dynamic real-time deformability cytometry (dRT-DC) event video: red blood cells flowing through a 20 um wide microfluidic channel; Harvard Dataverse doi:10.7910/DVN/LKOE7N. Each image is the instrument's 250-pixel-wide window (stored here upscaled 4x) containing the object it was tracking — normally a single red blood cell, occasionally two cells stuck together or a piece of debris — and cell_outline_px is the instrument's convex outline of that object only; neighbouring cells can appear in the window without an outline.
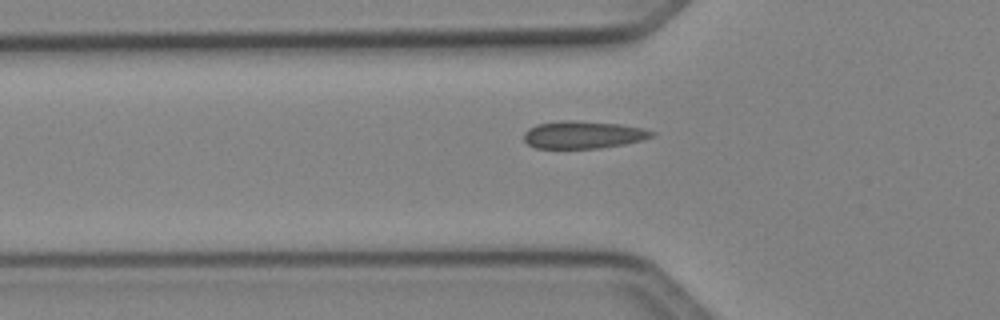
{"species": "Egyptian fruit bat (a non-hibernating species)", "species_latin": "Rousettus aegyptiacus", "temperature_condition": "cold", "stored_images_in_passage": 31, "camera_frame_rate_fps": 3000, "um_per_image_px": 0.085, "animal": {"sex": "female"}, "frame": {"image": 1, "passage_image": 2, "time_ms": 0.333, "image_size_px": [1000, 320], "cell_outline_px": [[656, 136], [624, 144], [600, 148], [536, 148], [528, 144], [524, 140], [524, 132], [528, 128], [536, 124], [560, 120], [572, 120], [620, 124], [644, 128], [656, 132]], "centroid_in_image_um": [49.57, 11.44], "position_along_channel_um": 76.2, "area_um2": 20.63}}
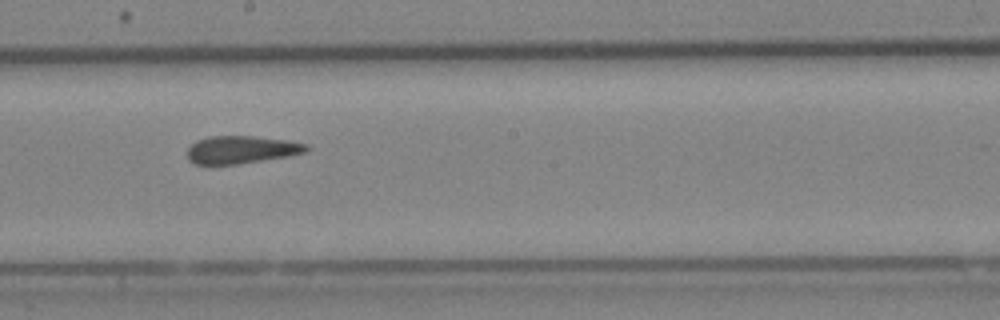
{"frame": {"image": 2, "passage_image": 13, "time_ms": 4.0, "image_size_px": [1000, 320], "cell_outline_px": [[312, 148], [304, 152], [288, 156], [236, 164], [196, 164], [188, 160], [188, 148], [196, 140], [208, 136], [252, 136], [288, 140], [308, 144]], "centroid_in_image_um": [20.53, 12.71], "position_along_channel_um": 227.7, "area_um2": 19.19}}
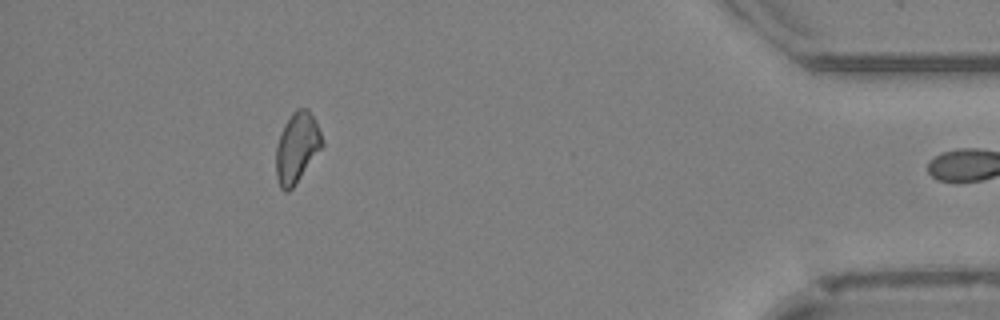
{"frame": {"image": 3, "passage_image": 30, "time_ms": 9.667, "image_size_px": [1000, 320], "cell_outline_px": [[324, 144], [292, 188], [288, 192], [284, 192], [280, 188], [276, 176], [276, 144], [284, 124], [292, 112], [296, 108], [308, 108], [316, 120], [324, 140]], "centroid_in_image_um": [25.23, 12.51], "position_along_channel_um": 410.0, "area_um2": 18.96}, "authors_computed_cell_mechanics": {"area_um2": 19.4786, "velocity_mm_per_s": 4.1369, "shape_relaxation_time_tau1_ms": null, "shape_relaxation_time_tau2_ms": 3.4146, "deformation_change_tau1": null, "deformation_change_tau2": 0.0876}}